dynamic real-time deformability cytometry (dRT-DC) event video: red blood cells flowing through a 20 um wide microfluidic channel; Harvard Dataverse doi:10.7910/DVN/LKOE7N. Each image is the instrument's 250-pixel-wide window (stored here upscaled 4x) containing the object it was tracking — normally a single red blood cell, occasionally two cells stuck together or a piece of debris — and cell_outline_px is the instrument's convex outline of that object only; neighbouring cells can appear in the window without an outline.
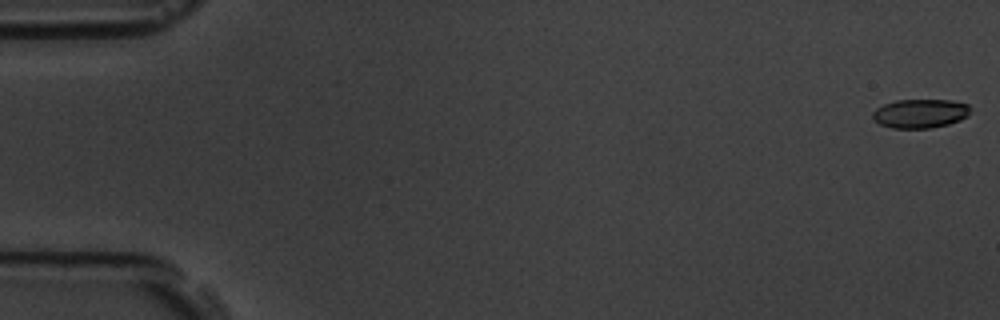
{"species": "common noctule bat (a hibernating species)", "species_latin": "Nyctalus noctula", "temperature_condition": "room temperature", "stored_images_in_passage": 8, "camera_frame_rate_fps": 3000, "um_per_image_px": 0.085, "animal": {"sex": "male", "body_mass_g": 19.5, "forearm_length_mm": 54.6}, "frame": {"image": 1, "passage_image": 1, "time_ms": 0.0, "image_size_px": [1000, 320], "cell_outline_px": [[968, 116], [960, 120], [948, 124], [932, 128], [892, 128], [880, 124], [872, 116], [872, 112], [876, 108], [884, 104], [896, 100], [952, 100], [968, 104]], "centroid_in_image_um": [78.21, 9.64], "position_along_channel_um": 6.8, "area_um2": 16.42}}
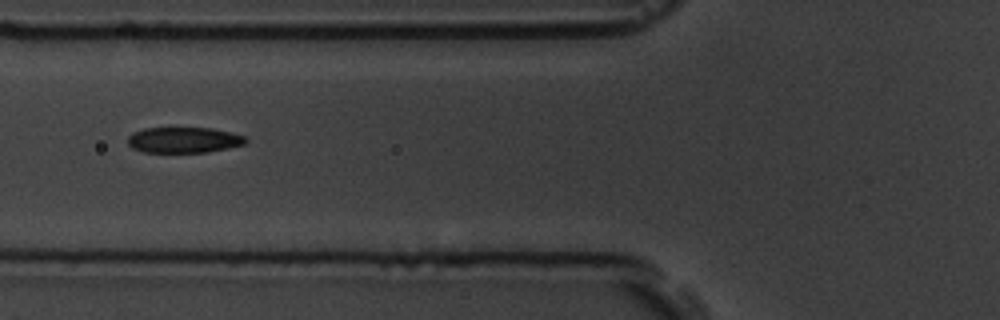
{"frame": {"image": 2, "passage_image": 7, "time_ms": 7.0, "image_size_px": [1000, 320], "cell_outline_px": [[248, 140], [244, 144], [208, 152], [144, 152], [132, 148], [128, 144], [128, 136], [132, 132], [144, 128], [168, 124], [212, 128], [232, 132], [244, 136]], "centroid_in_image_um": [15.56, 11.83], "position_along_channel_um": 110.2, "area_um2": 18.67}}
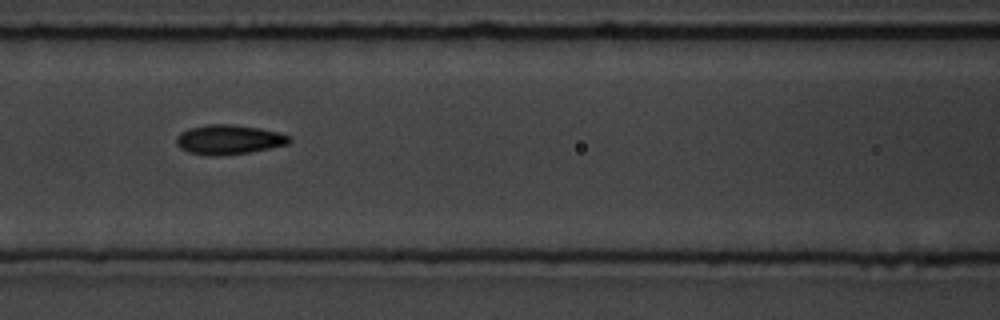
{"frame": {"image": 3, "passage_image": 8, "time_ms": 8.0, "image_size_px": [1000, 320], "cell_outline_px": [[292, 140], [288, 144], [252, 152], [220, 156], [208, 156], [188, 152], [180, 148], [176, 144], [176, 136], [180, 132], [188, 128], [208, 124], [232, 124], [260, 128], [280, 132], [292, 136]], "centroid_in_image_um": [19.46, 11.87], "position_along_channel_um": 147.1, "area_um2": 19.88}}